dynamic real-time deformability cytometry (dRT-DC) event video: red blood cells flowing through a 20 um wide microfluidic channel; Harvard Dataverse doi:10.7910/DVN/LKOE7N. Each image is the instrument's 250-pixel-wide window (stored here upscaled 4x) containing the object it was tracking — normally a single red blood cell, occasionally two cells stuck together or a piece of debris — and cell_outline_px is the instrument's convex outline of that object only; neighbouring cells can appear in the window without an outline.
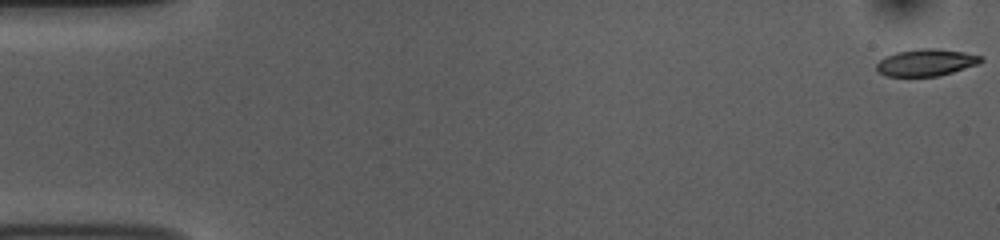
{"species": "common noctule bat (a hibernating species)", "species_latin": "Nyctalus noctula", "temperature_condition": "room temperature", "stored_images_in_passage": 54, "camera_frame_rate_fps": 3000, "um_per_image_px": 0.085, "animal": {"sex": "female", "body_mass_g": 10.0, "forearm_length_mm": 53.1}, "frame": {"image": 1, "passage_image": 1, "time_ms": 0.0, "image_size_px": [1000, 240], "cell_outline_px": [[984, 60], [980, 64], [940, 76], [884, 76], [876, 72], [876, 64], [884, 56], [896, 52], [920, 48], [936, 48], [964, 52], [980, 56]], "centroid_in_image_um": [78.7, 5.32], "position_along_channel_um": 6.3, "area_um2": 16.65}}
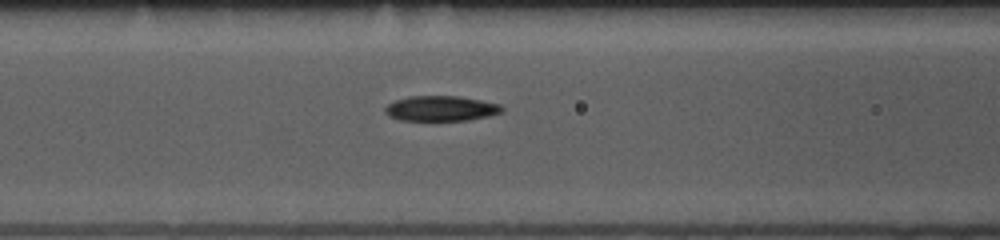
{"frame": {"image": 2, "passage_image": 22, "time_ms": 7.0, "image_size_px": [1000, 240], "cell_outline_px": [[504, 112], [488, 116], [468, 120], [400, 120], [388, 116], [384, 112], [384, 108], [388, 104], [396, 100], [412, 96], [460, 96], [500, 104], [504, 108]], "centroid_in_image_um": [37.49, 9.22], "position_along_channel_um": 129.1, "area_um2": 17.17}}
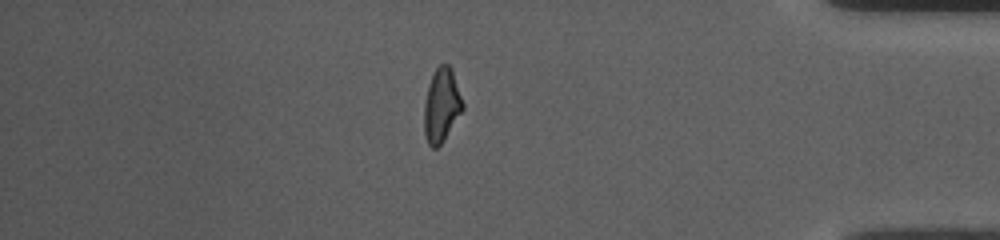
{"frame": {"image": 3, "passage_image": 46, "time_ms": 15.0, "image_size_px": [1000, 240], "cell_outline_px": [[464, 108], [444, 140], [436, 148], [432, 148], [428, 144], [424, 136], [424, 104], [428, 84], [436, 68], [440, 64], [448, 64], [452, 68], [464, 104]], "centroid_in_image_um": [37.53, 8.95], "position_along_channel_um": 397.7, "area_um2": 16.7}, "authors_computed_cell_mechanics": {"area_um2": 17.051, "velocity_mm_per_s": 3.7791, "shape_relaxation_time_tau1_ms": 3.8146, "shape_relaxation_time_tau2_ms": 4.9344, "deformation_change_tau1": 0.1411, "deformation_change_tau2": 0.1137}}